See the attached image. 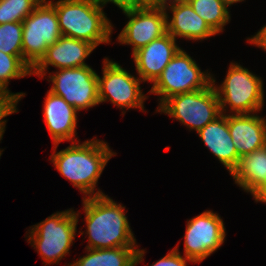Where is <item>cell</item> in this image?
Here are the masks:
<instances>
[{"instance_id": "obj_1", "label": "cell", "mask_w": 266, "mask_h": 266, "mask_svg": "<svg viewBox=\"0 0 266 266\" xmlns=\"http://www.w3.org/2000/svg\"><path fill=\"white\" fill-rule=\"evenodd\" d=\"M89 249L135 247L124 207L115 203L101 191L83 199Z\"/></svg>"}, {"instance_id": "obj_2", "label": "cell", "mask_w": 266, "mask_h": 266, "mask_svg": "<svg viewBox=\"0 0 266 266\" xmlns=\"http://www.w3.org/2000/svg\"><path fill=\"white\" fill-rule=\"evenodd\" d=\"M113 155L105 142L94 139L78 145L74 142L51 155V160L61 175L89 198L94 196L97 181Z\"/></svg>"}, {"instance_id": "obj_3", "label": "cell", "mask_w": 266, "mask_h": 266, "mask_svg": "<svg viewBox=\"0 0 266 266\" xmlns=\"http://www.w3.org/2000/svg\"><path fill=\"white\" fill-rule=\"evenodd\" d=\"M52 4L62 36L84 40L95 47L110 41L112 25L98 0H59Z\"/></svg>"}, {"instance_id": "obj_4", "label": "cell", "mask_w": 266, "mask_h": 266, "mask_svg": "<svg viewBox=\"0 0 266 266\" xmlns=\"http://www.w3.org/2000/svg\"><path fill=\"white\" fill-rule=\"evenodd\" d=\"M215 80L205 89L168 98L157 111L164 112L197 132L221 115Z\"/></svg>"}, {"instance_id": "obj_5", "label": "cell", "mask_w": 266, "mask_h": 266, "mask_svg": "<svg viewBox=\"0 0 266 266\" xmlns=\"http://www.w3.org/2000/svg\"><path fill=\"white\" fill-rule=\"evenodd\" d=\"M78 214L67 210L52 214L51 217L31 228L29 242L37 248L45 263H57L69 249L75 238Z\"/></svg>"}, {"instance_id": "obj_6", "label": "cell", "mask_w": 266, "mask_h": 266, "mask_svg": "<svg viewBox=\"0 0 266 266\" xmlns=\"http://www.w3.org/2000/svg\"><path fill=\"white\" fill-rule=\"evenodd\" d=\"M23 60L33 68L47 48L61 36L57 12L52 1L42 0L23 22Z\"/></svg>"}, {"instance_id": "obj_7", "label": "cell", "mask_w": 266, "mask_h": 266, "mask_svg": "<svg viewBox=\"0 0 266 266\" xmlns=\"http://www.w3.org/2000/svg\"><path fill=\"white\" fill-rule=\"evenodd\" d=\"M261 78L255 76L248 69L231 63L227 76L219 88L215 87L221 114L226 104L236 114H250L262 109L263 86Z\"/></svg>"}, {"instance_id": "obj_8", "label": "cell", "mask_w": 266, "mask_h": 266, "mask_svg": "<svg viewBox=\"0 0 266 266\" xmlns=\"http://www.w3.org/2000/svg\"><path fill=\"white\" fill-rule=\"evenodd\" d=\"M211 83L210 74L201 72L196 62L180 49L154 82L150 93L161 95V106L171 96L205 89Z\"/></svg>"}, {"instance_id": "obj_9", "label": "cell", "mask_w": 266, "mask_h": 266, "mask_svg": "<svg viewBox=\"0 0 266 266\" xmlns=\"http://www.w3.org/2000/svg\"><path fill=\"white\" fill-rule=\"evenodd\" d=\"M49 77L53 82L49 91L77 111L99 104L98 75L90 66L60 69Z\"/></svg>"}, {"instance_id": "obj_10", "label": "cell", "mask_w": 266, "mask_h": 266, "mask_svg": "<svg viewBox=\"0 0 266 266\" xmlns=\"http://www.w3.org/2000/svg\"><path fill=\"white\" fill-rule=\"evenodd\" d=\"M141 79L124 70L118 63L104 61L103 77L98 76L99 103L110 100L112 104L122 108H140L144 110L146 99L140 90Z\"/></svg>"}, {"instance_id": "obj_11", "label": "cell", "mask_w": 266, "mask_h": 266, "mask_svg": "<svg viewBox=\"0 0 266 266\" xmlns=\"http://www.w3.org/2000/svg\"><path fill=\"white\" fill-rule=\"evenodd\" d=\"M225 228L222 219L212 211L190 219L184 240V256L195 263L202 262L224 242Z\"/></svg>"}, {"instance_id": "obj_12", "label": "cell", "mask_w": 266, "mask_h": 266, "mask_svg": "<svg viewBox=\"0 0 266 266\" xmlns=\"http://www.w3.org/2000/svg\"><path fill=\"white\" fill-rule=\"evenodd\" d=\"M124 13L130 19L119 34L118 40L122 44L133 45V53L167 33V16L164 7L147 6Z\"/></svg>"}, {"instance_id": "obj_13", "label": "cell", "mask_w": 266, "mask_h": 266, "mask_svg": "<svg viewBox=\"0 0 266 266\" xmlns=\"http://www.w3.org/2000/svg\"><path fill=\"white\" fill-rule=\"evenodd\" d=\"M96 47L84 40L61 36L53 45H50L45 55L32 68V74L45 76L48 65L58 69L88 66L84 60ZM34 70V71H33Z\"/></svg>"}, {"instance_id": "obj_14", "label": "cell", "mask_w": 266, "mask_h": 266, "mask_svg": "<svg viewBox=\"0 0 266 266\" xmlns=\"http://www.w3.org/2000/svg\"><path fill=\"white\" fill-rule=\"evenodd\" d=\"M180 48L175 39L166 33L133 53L141 81L155 82Z\"/></svg>"}, {"instance_id": "obj_15", "label": "cell", "mask_w": 266, "mask_h": 266, "mask_svg": "<svg viewBox=\"0 0 266 266\" xmlns=\"http://www.w3.org/2000/svg\"><path fill=\"white\" fill-rule=\"evenodd\" d=\"M229 133L237 154L252 153L266 146V120L250 114L228 115Z\"/></svg>"}, {"instance_id": "obj_16", "label": "cell", "mask_w": 266, "mask_h": 266, "mask_svg": "<svg viewBox=\"0 0 266 266\" xmlns=\"http://www.w3.org/2000/svg\"><path fill=\"white\" fill-rule=\"evenodd\" d=\"M45 98L43 107L45 123L56 149L62 141H73L77 126V110L61 96L55 95L51 91L47 92Z\"/></svg>"}, {"instance_id": "obj_17", "label": "cell", "mask_w": 266, "mask_h": 266, "mask_svg": "<svg viewBox=\"0 0 266 266\" xmlns=\"http://www.w3.org/2000/svg\"><path fill=\"white\" fill-rule=\"evenodd\" d=\"M197 133L208 149L232 173L239 163L240 156L229 133L228 116L221 114Z\"/></svg>"}, {"instance_id": "obj_18", "label": "cell", "mask_w": 266, "mask_h": 266, "mask_svg": "<svg viewBox=\"0 0 266 266\" xmlns=\"http://www.w3.org/2000/svg\"><path fill=\"white\" fill-rule=\"evenodd\" d=\"M167 5L170 6L173 14L172 20L168 22L169 17L166 13L167 33L175 40L176 36L190 40H200L216 34L187 1L172 2L171 5Z\"/></svg>"}, {"instance_id": "obj_19", "label": "cell", "mask_w": 266, "mask_h": 266, "mask_svg": "<svg viewBox=\"0 0 266 266\" xmlns=\"http://www.w3.org/2000/svg\"><path fill=\"white\" fill-rule=\"evenodd\" d=\"M231 175L236 184L253 195L266 183V146L242 155Z\"/></svg>"}, {"instance_id": "obj_20", "label": "cell", "mask_w": 266, "mask_h": 266, "mask_svg": "<svg viewBox=\"0 0 266 266\" xmlns=\"http://www.w3.org/2000/svg\"><path fill=\"white\" fill-rule=\"evenodd\" d=\"M86 249L90 253L69 266H135L144 256V250L134 247Z\"/></svg>"}, {"instance_id": "obj_21", "label": "cell", "mask_w": 266, "mask_h": 266, "mask_svg": "<svg viewBox=\"0 0 266 266\" xmlns=\"http://www.w3.org/2000/svg\"><path fill=\"white\" fill-rule=\"evenodd\" d=\"M193 10L217 34L229 21L228 7L221 0H186Z\"/></svg>"}, {"instance_id": "obj_22", "label": "cell", "mask_w": 266, "mask_h": 266, "mask_svg": "<svg viewBox=\"0 0 266 266\" xmlns=\"http://www.w3.org/2000/svg\"><path fill=\"white\" fill-rule=\"evenodd\" d=\"M42 0H0V24L23 22Z\"/></svg>"}, {"instance_id": "obj_23", "label": "cell", "mask_w": 266, "mask_h": 266, "mask_svg": "<svg viewBox=\"0 0 266 266\" xmlns=\"http://www.w3.org/2000/svg\"><path fill=\"white\" fill-rule=\"evenodd\" d=\"M32 75V68L23 60V55H9L0 51V83L6 88L9 79Z\"/></svg>"}, {"instance_id": "obj_24", "label": "cell", "mask_w": 266, "mask_h": 266, "mask_svg": "<svg viewBox=\"0 0 266 266\" xmlns=\"http://www.w3.org/2000/svg\"><path fill=\"white\" fill-rule=\"evenodd\" d=\"M22 22L0 24V51L9 55H23Z\"/></svg>"}, {"instance_id": "obj_25", "label": "cell", "mask_w": 266, "mask_h": 266, "mask_svg": "<svg viewBox=\"0 0 266 266\" xmlns=\"http://www.w3.org/2000/svg\"><path fill=\"white\" fill-rule=\"evenodd\" d=\"M21 97H2L0 98V140L5 129L6 120H2L6 116L16 113V105Z\"/></svg>"}, {"instance_id": "obj_26", "label": "cell", "mask_w": 266, "mask_h": 266, "mask_svg": "<svg viewBox=\"0 0 266 266\" xmlns=\"http://www.w3.org/2000/svg\"><path fill=\"white\" fill-rule=\"evenodd\" d=\"M178 247L172 249L170 253H168L166 256L152 264L151 266H186V259L190 262L195 263L192 259L187 258L184 256V258L179 254Z\"/></svg>"}, {"instance_id": "obj_27", "label": "cell", "mask_w": 266, "mask_h": 266, "mask_svg": "<svg viewBox=\"0 0 266 266\" xmlns=\"http://www.w3.org/2000/svg\"><path fill=\"white\" fill-rule=\"evenodd\" d=\"M103 6L107 2L117 5L122 11L134 10L149 6L144 0H98Z\"/></svg>"}, {"instance_id": "obj_28", "label": "cell", "mask_w": 266, "mask_h": 266, "mask_svg": "<svg viewBox=\"0 0 266 266\" xmlns=\"http://www.w3.org/2000/svg\"><path fill=\"white\" fill-rule=\"evenodd\" d=\"M249 41L266 51V26L262 27L254 37L249 39Z\"/></svg>"}, {"instance_id": "obj_29", "label": "cell", "mask_w": 266, "mask_h": 266, "mask_svg": "<svg viewBox=\"0 0 266 266\" xmlns=\"http://www.w3.org/2000/svg\"><path fill=\"white\" fill-rule=\"evenodd\" d=\"M253 197L256 201L266 203V183L253 194Z\"/></svg>"}, {"instance_id": "obj_30", "label": "cell", "mask_w": 266, "mask_h": 266, "mask_svg": "<svg viewBox=\"0 0 266 266\" xmlns=\"http://www.w3.org/2000/svg\"><path fill=\"white\" fill-rule=\"evenodd\" d=\"M25 94L23 93H10L9 90H7V88L0 83V98L2 97H24Z\"/></svg>"}, {"instance_id": "obj_31", "label": "cell", "mask_w": 266, "mask_h": 266, "mask_svg": "<svg viewBox=\"0 0 266 266\" xmlns=\"http://www.w3.org/2000/svg\"><path fill=\"white\" fill-rule=\"evenodd\" d=\"M149 6L163 7V0H144Z\"/></svg>"}, {"instance_id": "obj_32", "label": "cell", "mask_w": 266, "mask_h": 266, "mask_svg": "<svg viewBox=\"0 0 266 266\" xmlns=\"http://www.w3.org/2000/svg\"><path fill=\"white\" fill-rule=\"evenodd\" d=\"M227 7L233 3H237L243 0H221Z\"/></svg>"}, {"instance_id": "obj_33", "label": "cell", "mask_w": 266, "mask_h": 266, "mask_svg": "<svg viewBox=\"0 0 266 266\" xmlns=\"http://www.w3.org/2000/svg\"><path fill=\"white\" fill-rule=\"evenodd\" d=\"M180 1H186V0H173V3L174 2H180ZM172 2V0L170 1V3ZM167 4V0H163V7L164 9H167L168 6H166Z\"/></svg>"}]
</instances>
